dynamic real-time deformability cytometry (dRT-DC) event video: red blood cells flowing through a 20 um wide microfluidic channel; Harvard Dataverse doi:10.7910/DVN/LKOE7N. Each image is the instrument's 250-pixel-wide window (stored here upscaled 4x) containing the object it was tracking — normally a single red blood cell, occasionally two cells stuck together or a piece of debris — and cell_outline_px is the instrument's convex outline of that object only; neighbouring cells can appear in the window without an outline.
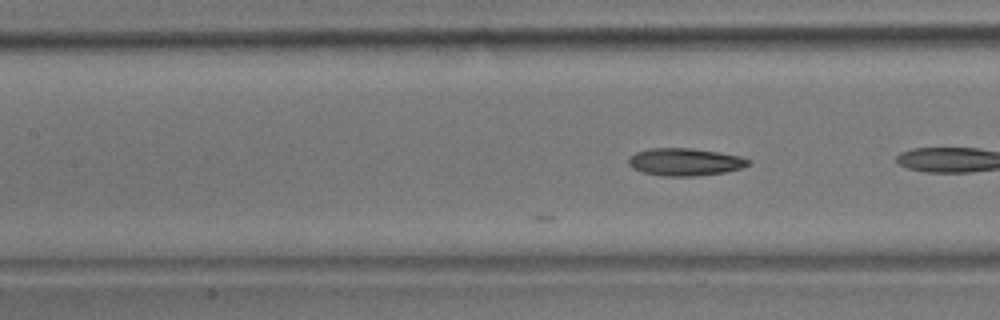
{"species": "common noctule bat (a hibernating species)", "species_latin": "Nyctalus noctula", "temperature_condition": "room temperature", "stored_images_in_passage": 6, "camera_frame_rate_fps": 3000, "um_per_image_px": 0.085, "animal": {"sex": "male", "body_mass_g": 17.9}, "frame": {"image": 1, "passage_image": 6, "time_ms": 1.667, "image_size_px": [1000, 320], "cell_outline_px": [[752, 164], [744, 168], [724, 172], [696, 176], [664, 176], [644, 172], [632, 168], [628, 164], [628, 160], [636, 152], [648, 148], [692, 148], [720, 152], [740, 156], [752, 160]], "centroid_in_image_um": [58.28, 13.76], "position_along_channel_um": 149.1, "area_um2": 19.36}}